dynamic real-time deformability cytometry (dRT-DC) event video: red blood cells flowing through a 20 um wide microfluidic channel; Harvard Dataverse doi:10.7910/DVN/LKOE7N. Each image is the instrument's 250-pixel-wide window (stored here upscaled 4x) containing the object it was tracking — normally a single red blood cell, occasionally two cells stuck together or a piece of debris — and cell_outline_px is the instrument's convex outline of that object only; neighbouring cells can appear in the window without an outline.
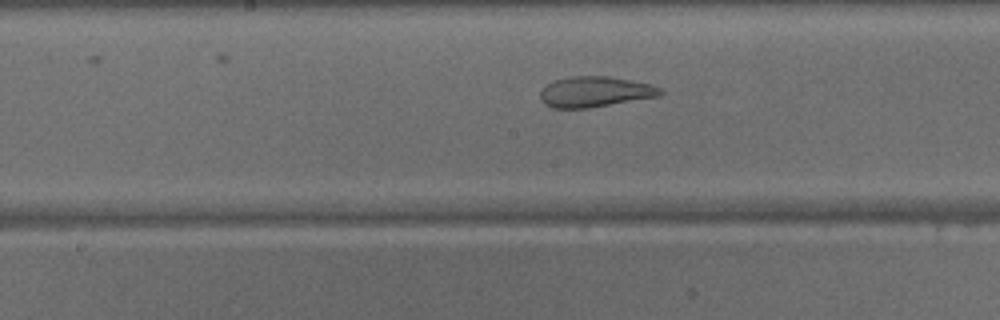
{"species": "common noctule bat (a hibernating species)", "species_latin": "Nyctalus noctula", "temperature_condition": "warm", "stored_images_in_passage": 26, "camera_frame_rate_fps": 3000, "um_per_image_px": 0.085, "animal": {"sex": "male", "body_mass_g": 15.6}, "frame": {"image": 1, "passage_image": 11, "time_ms": 3.333, "image_size_px": [1000, 320], "cell_outline_px": [[664, 92], [660, 96], [588, 108], [552, 108], [544, 104], [540, 100], [540, 92], [548, 84], [556, 80], [568, 76], [608, 76], [632, 80], [652, 84], [660, 88]], "centroid_in_image_um": [50.59, 7.8], "position_along_channel_um": 197.6, "area_um2": 21.44}}
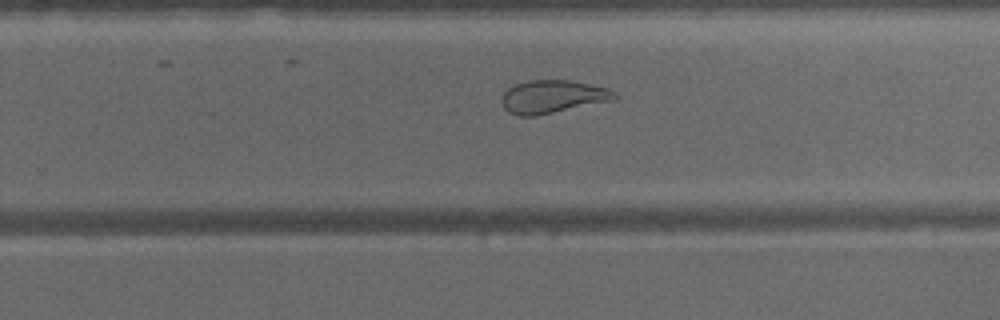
{"frame": {"image": 2, "passage_image": 17, "time_ms": 5.333, "image_size_px": [1000, 320], "cell_outline_px": [[616, 96], [608, 100], [536, 116], [520, 116], [508, 112], [504, 108], [500, 100], [504, 92], [508, 88], [516, 84], [528, 80], [572, 80], [608, 88], [616, 92]], "centroid_in_image_um": [46.89, 8.2], "position_along_channel_um": 282.9, "area_um2": 21.39}}
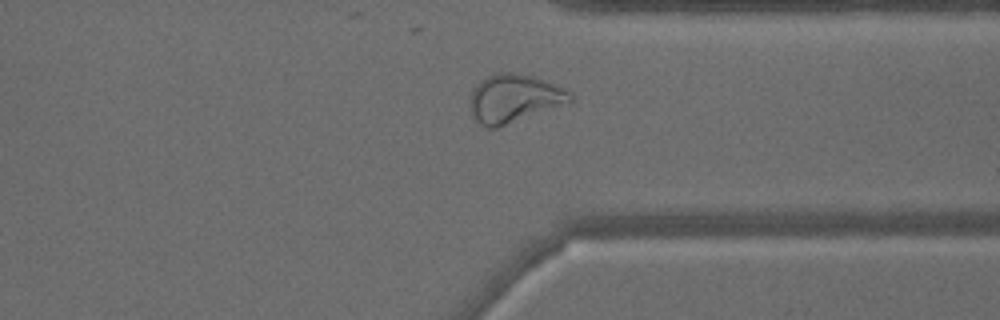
{"frame": {"image": 3, "passage_image": 23, "time_ms": 7.333, "image_size_px": [1000, 320], "cell_outline_px": [[572, 100], [568, 104], [496, 128], [488, 128], [480, 124], [472, 116], [468, 104], [468, 100], [472, 88], [480, 80], [492, 72], [508, 72], [532, 76], [556, 84], [572, 92]], "centroid_in_image_um": [43.66, 8.36], "position_along_channel_um": 367.7, "area_um2": 28.73}}